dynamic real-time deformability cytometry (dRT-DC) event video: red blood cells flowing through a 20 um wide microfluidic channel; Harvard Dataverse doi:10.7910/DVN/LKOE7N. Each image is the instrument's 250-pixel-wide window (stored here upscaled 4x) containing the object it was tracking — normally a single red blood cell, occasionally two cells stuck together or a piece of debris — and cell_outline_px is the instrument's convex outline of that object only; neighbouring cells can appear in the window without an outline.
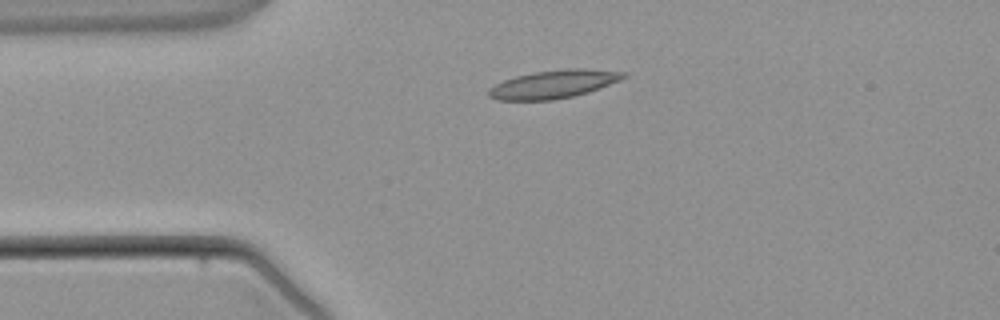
{"species": "common noctule bat (a hibernating species)", "species_latin": "Nyctalus noctula", "temperature_condition": "warm", "stored_images_in_passage": 1, "camera_frame_rate_fps": 3000, "um_per_image_px": 0.085, "animal": {"sex": "male", "body_mass_g": 21.5, "forearm_length_mm": 52.0}, "frame": {"image": 1, "passage_image": 1, "time_ms": 0.0, "image_size_px": [1000, 320], "cell_outline_px": [[628, 76], [620, 80], [600, 88], [588, 92], [572, 96], [552, 100], [496, 100], [488, 96], [488, 92], [496, 84], [504, 80], [516, 76], [532, 72], [568, 68], [584, 68], [628, 72]], "centroid_in_image_um": [47.1, 7.14], "position_along_channel_um": 37.9, "area_um2": 22.14}}